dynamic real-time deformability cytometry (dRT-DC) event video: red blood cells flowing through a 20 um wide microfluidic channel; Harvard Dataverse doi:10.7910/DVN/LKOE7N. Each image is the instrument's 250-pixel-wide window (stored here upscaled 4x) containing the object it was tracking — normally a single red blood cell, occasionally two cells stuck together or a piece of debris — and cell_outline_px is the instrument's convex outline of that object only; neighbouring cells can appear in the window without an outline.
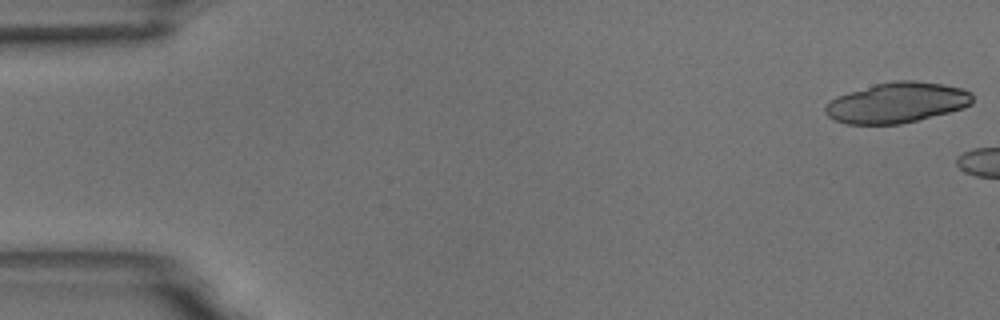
{"species": "common noctule bat (a hibernating species)", "species_latin": "Nyctalus noctula", "temperature_condition": "room temperature", "stored_images_in_passage": 6, "segment_of_instrument_passage": [2, 2], "camera_frame_rate_fps": 3000, "um_per_image_px": 0.085, "animal": {"sex": "male", "body_mass_g": 18.8}, "frame": {"image": 1, "passage_image": 6, "time_ms": 6.0, "image_size_px": [1000, 320], "cell_outline_px": [[972, 104], [964, 108], [900, 124], [844, 124], [828, 116], [824, 112], [824, 108], [828, 100], [836, 96], [876, 84], [896, 80], [916, 80], [944, 84], [960, 88], [972, 92]], "centroid_in_image_um": [76.22, 8.72], "position_along_channel_um": 8.8, "area_um2": 34.68}}